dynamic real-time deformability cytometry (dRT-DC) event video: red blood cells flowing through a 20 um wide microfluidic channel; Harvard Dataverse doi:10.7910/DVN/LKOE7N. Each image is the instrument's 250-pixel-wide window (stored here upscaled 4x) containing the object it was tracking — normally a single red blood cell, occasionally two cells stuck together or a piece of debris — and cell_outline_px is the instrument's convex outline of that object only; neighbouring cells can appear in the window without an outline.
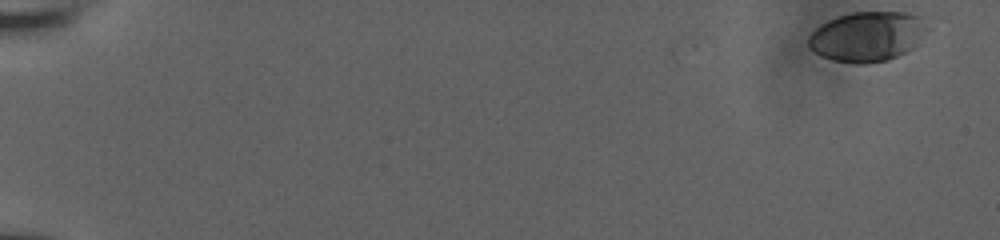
{"species": "human", "species_latin": "Homo sapiens", "temperature_condition": "room temperature", "stored_images_in_passage": 8, "camera_frame_rate_fps": 3000, "um_per_image_px": 0.085, "donor": {"sex": "male"}, "frame": {"image": 1, "passage_image": 1, "time_ms": 0.0, "image_size_px": [1000, 240], "cell_outline_px": [[932, 28], [912, 48], [888, 60], [864, 64], [856, 64], [832, 60], [820, 56], [808, 44], [808, 36], [816, 28], [828, 20], [852, 12], [908, 12], [920, 16]], "centroid_in_image_um": [73.77, 3.09], "position_along_channel_um": 11.2, "area_um2": 34.74}}